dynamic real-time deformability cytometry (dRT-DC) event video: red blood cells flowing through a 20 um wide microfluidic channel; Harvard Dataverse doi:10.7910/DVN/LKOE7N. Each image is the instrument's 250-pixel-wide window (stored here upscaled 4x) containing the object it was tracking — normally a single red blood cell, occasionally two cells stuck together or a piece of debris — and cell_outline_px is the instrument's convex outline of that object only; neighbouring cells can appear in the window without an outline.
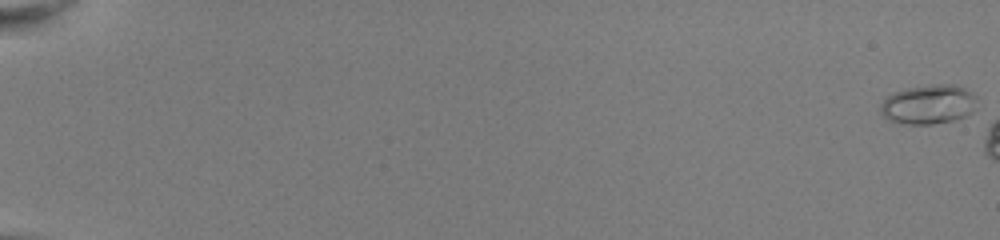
{"species": "common noctule bat (a hibernating species)", "species_latin": "Nyctalus noctula", "temperature_condition": "room temperature", "stored_images_in_passage": 7, "camera_frame_rate_fps": 3000, "um_per_image_px": 0.085, "animal": {"sex": "female", "body_mass_g": 22.0, "forearm_length_mm": 56.7}, "frame": {"image": 1, "passage_image": 1, "time_ms": 0.0, "image_size_px": [1000, 240], "cell_outline_px": [[976, 100], [972, 112], [964, 116], [952, 120], [932, 124], [904, 124], [888, 120], [880, 112], [880, 104], [888, 96], [896, 92], [908, 88], [936, 84], [956, 84], [972, 92], [976, 96]], "centroid_in_image_um": [78.92, 8.87], "position_along_channel_um": 6.1, "area_um2": 21.96}}